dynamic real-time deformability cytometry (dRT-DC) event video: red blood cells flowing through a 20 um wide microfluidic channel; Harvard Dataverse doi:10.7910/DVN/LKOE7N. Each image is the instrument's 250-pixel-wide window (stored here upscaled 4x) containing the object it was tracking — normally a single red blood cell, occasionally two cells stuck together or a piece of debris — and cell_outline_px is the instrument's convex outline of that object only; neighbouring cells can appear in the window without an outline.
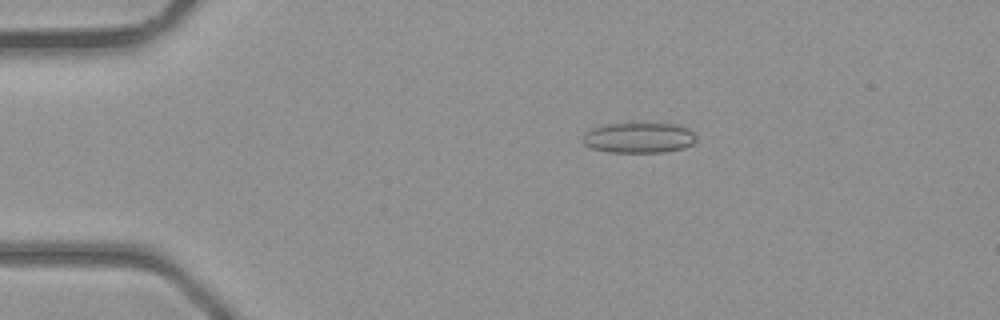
{"species": "common noctule bat (a hibernating species)", "species_latin": "Nyctalus noctula", "temperature_condition": "room temperature", "stored_images_in_passage": 37, "camera_frame_rate_fps": 3000, "um_per_image_px": 0.085, "animal": {"sex": "male", "body_mass_g": 23.1, "forearm_length_mm": 52.7}, "frame": {"image": 1, "passage_image": 5, "time_ms": 1.333, "image_size_px": [1000, 320], "cell_outline_px": [[696, 140], [692, 144], [684, 148], [664, 152], [608, 152], [592, 148], [584, 144], [584, 132], [600, 124], [628, 120], [676, 124], [688, 128], [696, 136]], "centroid_in_image_um": [54.28, 11.64], "position_along_channel_um": 30.7, "area_um2": 21.15}}
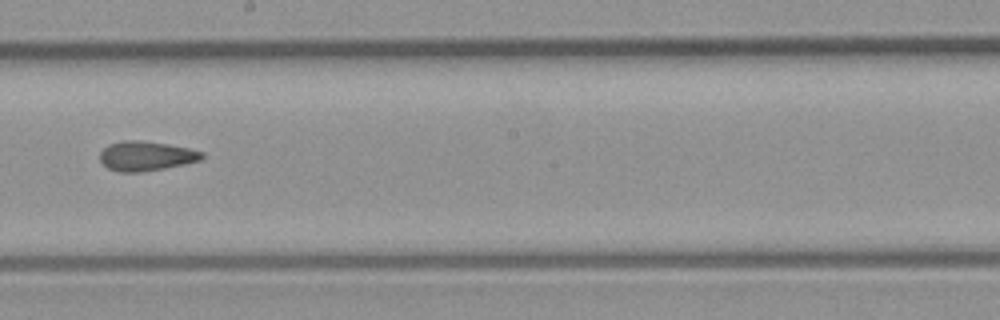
{"frame": {"image": 2, "passage_image": 20, "time_ms": 6.333, "image_size_px": [1000, 320], "cell_outline_px": [[204, 156], [200, 160], [184, 164], [164, 168], [140, 172], [120, 172], [108, 168], [100, 160], [100, 152], [108, 144], [124, 140], [136, 140], [164, 144], [188, 148], [204, 152]], "centroid_in_image_um": [12.4, 13.26], "position_along_channel_um": 235.8, "area_um2": 17.34}}
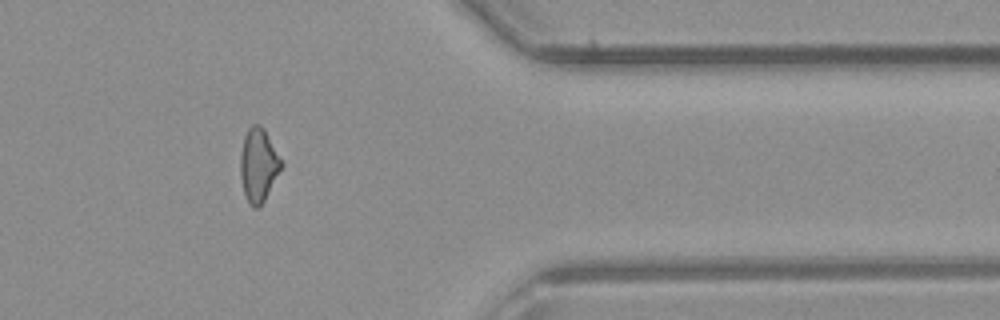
{"frame": {"image": 3, "passage_image": 30, "time_ms": 9.667, "image_size_px": [1000, 320], "cell_outline_px": [[284, 164], [264, 200], [256, 208], [252, 208], [248, 204], [244, 196], [240, 176], [240, 156], [244, 136], [248, 128], [252, 124], [260, 124], [264, 128]], "centroid_in_image_um": [21.95, 14.03], "position_along_channel_um": 389.4, "area_um2": 17.63}}